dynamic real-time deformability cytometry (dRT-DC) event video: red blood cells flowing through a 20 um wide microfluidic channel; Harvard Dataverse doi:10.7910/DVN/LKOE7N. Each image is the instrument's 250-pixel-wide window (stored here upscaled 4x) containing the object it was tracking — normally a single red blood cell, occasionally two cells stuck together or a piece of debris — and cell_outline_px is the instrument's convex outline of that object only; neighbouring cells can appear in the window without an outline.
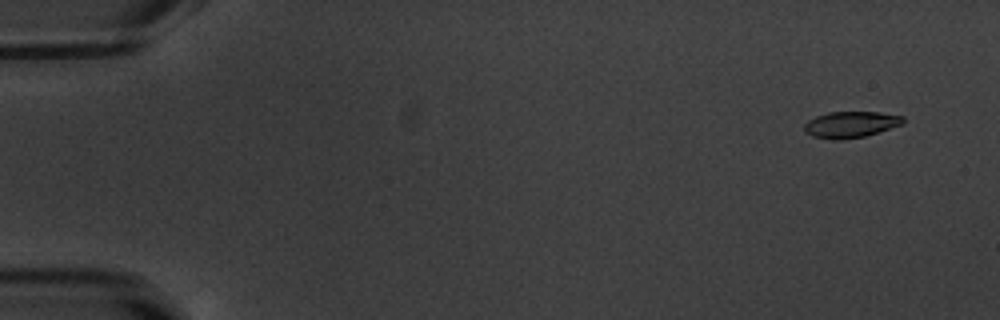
{"species": "common noctule bat (a hibernating species)", "species_latin": "Nyctalus noctula", "temperature_condition": "warm", "stored_images_in_passage": 54, "camera_frame_rate_fps": 3000, "um_per_image_px": 0.085, "animal": {"sex": "male", "body_mass_g": 20.1, "forearm_length_mm": 53.5}, "frame": {"image": 1, "passage_image": 4, "time_ms": 1.0, "image_size_px": [1000, 320], "cell_outline_px": [[904, 124], [864, 136], [840, 140], [836, 140], [812, 136], [804, 132], [804, 124], [808, 120], [816, 116], [828, 112], [880, 112], [904, 116]], "centroid_in_image_um": [72.3, 10.58], "position_along_channel_um": 12.7, "area_um2": 15.14}}
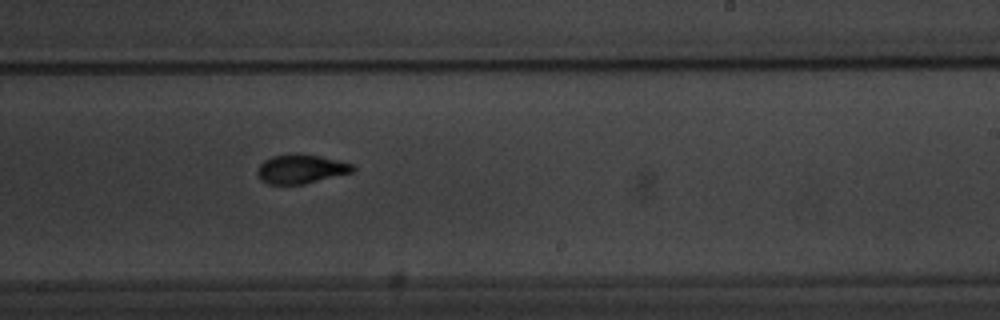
{"frame": {"image": 2, "passage_image": 34, "time_ms": 11.0, "image_size_px": [1000, 320], "cell_outline_px": [[356, 168], [352, 172], [304, 184], [268, 184], [260, 180], [256, 172], [260, 164], [264, 160], [272, 156], [296, 152], [300, 152], [320, 156], [352, 164]], "centroid_in_image_um": [25.54, 14.35], "position_along_channel_um": 263.5, "area_um2": 16.3}}
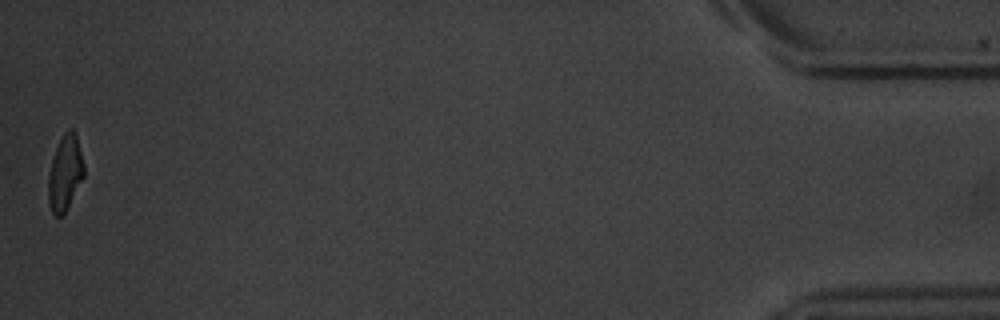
{"frame": {"image": 3, "passage_image": 54, "time_ms": 17.667, "image_size_px": [1000, 320], "cell_outline_px": [[84, 176], [64, 212], [60, 216], [56, 216], [52, 212], [48, 200], [48, 176], [52, 160], [56, 148], [64, 132], [68, 128], [72, 128], [76, 132], [84, 164]], "centroid_in_image_um": [5.53, 14.65], "position_along_channel_um": 429.7, "area_um2": 15.43}, "authors_computed_cell_mechanics": {"area_um2": 16.184, "velocity_mm_per_s": 3.8205, "shape_relaxation_time_tau1_ms": 2.7962, "shape_relaxation_time_tau2_ms": 1.5434, "deformation_change_tau1": 0.1595, "deformation_change_tau2": 0.0594}}